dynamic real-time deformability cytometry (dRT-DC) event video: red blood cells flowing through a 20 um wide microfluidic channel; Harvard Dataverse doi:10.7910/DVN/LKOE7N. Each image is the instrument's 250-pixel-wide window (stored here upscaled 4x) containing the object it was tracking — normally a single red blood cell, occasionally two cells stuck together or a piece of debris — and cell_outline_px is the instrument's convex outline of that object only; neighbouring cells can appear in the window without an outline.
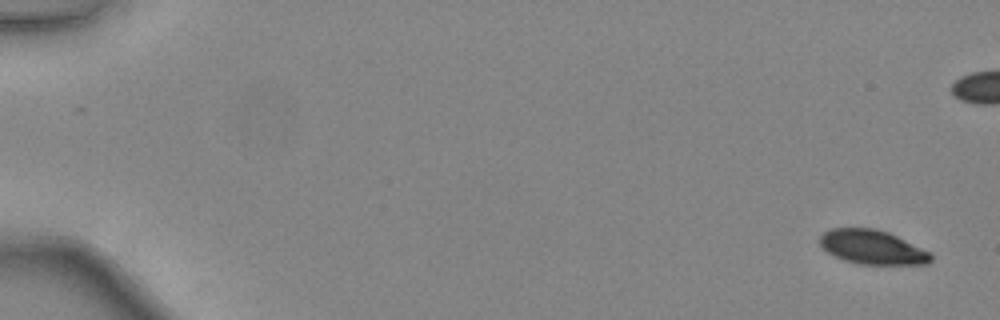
{"species": "common noctule bat (a hibernating species)", "species_latin": "Nyctalus noctula", "temperature_condition": "warm", "stored_images_in_passage": 49, "camera_frame_rate_fps": 3000, "um_per_image_px": 0.085, "animal": {"sex": "female", "body_mass_g": 24.6, "forearm_length_mm": 56.2}, "frame": {"image": 1, "passage_image": 2, "time_ms": 0.333, "image_size_px": [1000, 320], "cell_outline_px": [[932, 260], [928, 264], [860, 264], [844, 260], [832, 256], [820, 244], [820, 236], [824, 232], [832, 228], [872, 228], [888, 232], [932, 252]], "centroid_in_image_um": [74.17, 21.01], "position_along_channel_um": 10.8, "area_um2": 22.14}}
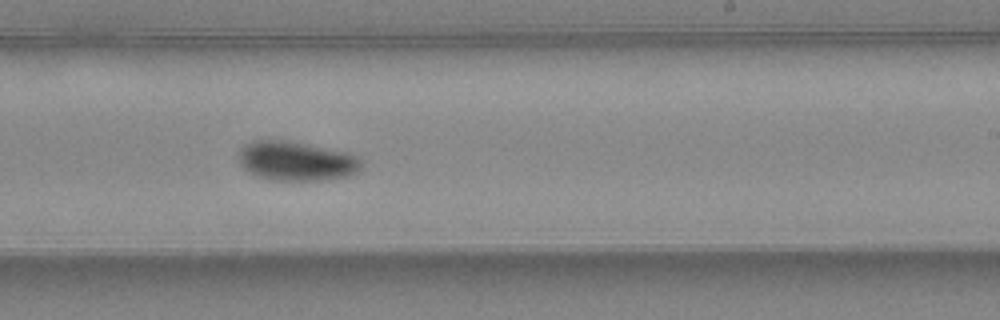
{"frame": {"image": 2, "passage_image": 31, "time_ms": 10.0, "image_size_px": [1000, 320], "cell_outline_px": [[360, 172], [352, 176], [328, 180], [268, 180], [256, 176], [248, 172], [240, 164], [240, 152], [248, 144], [256, 140], [284, 140], [348, 152], [360, 156]], "centroid_in_image_um": [25.26, 13.72], "position_along_channel_um": 263.7, "area_um2": 28.21}}
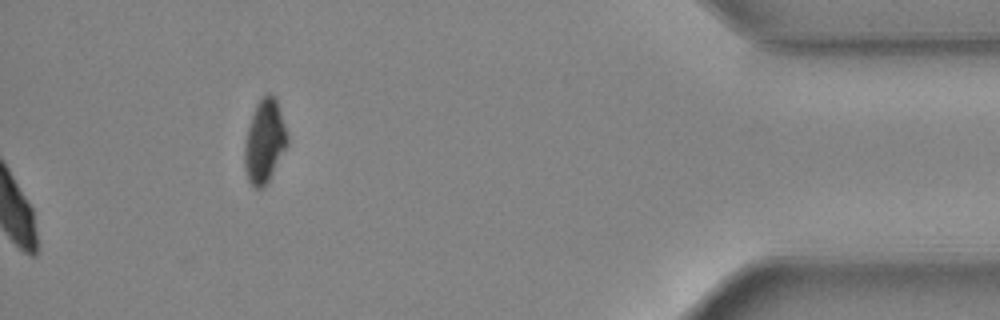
{"frame": {"image": 3, "passage_image": 49, "time_ms": 16.0, "image_size_px": [1000, 320], "cell_outline_px": [[288, 144], [268, 180], [260, 188], [252, 188], [248, 180], [244, 168], [244, 144], [248, 128], [256, 104], [268, 92], [276, 100], [288, 136]], "centroid_in_image_um": [22.46, 12.04], "position_along_channel_um": 412.7, "area_um2": 20.35}, "authors_computed_cell_mechanics": {"area_um2": 25.5476, "velocity_mm_per_s": 4.4309, "shape_relaxation_time_tau1_ms": 1.7669, "shape_relaxation_time_tau2_ms": 7.2398, "deformation_change_tau1": 0.1031, "deformation_change_tau2": 0.0644}}